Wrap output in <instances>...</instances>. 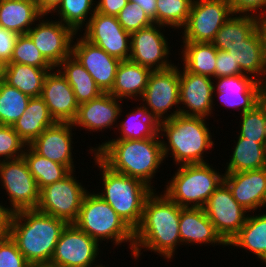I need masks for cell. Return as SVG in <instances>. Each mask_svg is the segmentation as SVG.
Returning <instances> with one entry per match:
<instances>
[{"label": "cell", "instance_id": "43", "mask_svg": "<svg viewBox=\"0 0 266 267\" xmlns=\"http://www.w3.org/2000/svg\"><path fill=\"white\" fill-rule=\"evenodd\" d=\"M116 17L124 30L130 34L154 23L137 3L128 2Z\"/></svg>", "mask_w": 266, "mask_h": 267}, {"label": "cell", "instance_id": "56", "mask_svg": "<svg viewBox=\"0 0 266 267\" xmlns=\"http://www.w3.org/2000/svg\"><path fill=\"white\" fill-rule=\"evenodd\" d=\"M260 103L264 106V108H265V114H266V92L261 97Z\"/></svg>", "mask_w": 266, "mask_h": 267}, {"label": "cell", "instance_id": "25", "mask_svg": "<svg viewBox=\"0 0 266 267\" xmlns=\"http://www.w3.org/2000/svg\"><path fill=\"white\" fill-rule=\"evenodd\" d=\"M151 72L152 70L147 67L123 60L118 66L115 82L109 93L120 100L134 98L135 101H140Z\"/></svg>", "mask_w": 266, "mask_h": 267}, {"label": "cell", "instance_id": "1", "mask_svg": "<svg viewBox=\"0 0 266 267\" xmlns=\"http://www.w3.org/2000/svg\"><path fill=\"white\" fill-rule=\"evenodd\" d=\"M182 209L163 192L154 190L146 198L141 222L134 230L133 259L140 260L143 248V251L164 256L167 262L172 261L181 245L179 220Z\"/></svg>", "mask_w": 266, "mask_h": 267}, {"label": "cell", "instance_id": "31", "mask_svg": "<svg viewBox=\"0 0 266 267\" xmlns=\"http://www.w3.org/2000/svg\"><path fill=\"white\" fill-rule=\"evenodd\" d=\"M224 173L258 170L266 167V143H258L238 136Z\"/></svg>", "mask_w": 266, "mask_h": 267}, {"label": "cell", "instance_id": "26", "mask_svg": "<svg viewBox=\"0 0 266 267\" xmlns=\"http://www.w3.org/2000/svg\"><path fill=\"white\" fill-rule=\"evenodd\" d=\"M42 16L36 0H0V26L19 35L27 34Z\"/></svg>", "mask_w": 266, "mask_h": 267}, {"label": "cell", "instance_id": "49", "mask_svg": "<svg viewBox=\"0 0 266 267\" xmlns=\"http://www.w3.org/2000/svg\"><path fill=\"white\" fill-rule=\"evenodd\" d=\"M130 3H137L146 13V15L156 23V0H128Z\"/></svg>", "mask_w": 266, "mask_h": 267}, {"label": "cell", "instance_id": "47", "mask_svg": "<svg viewBox=\"0 0 266 267\" xmlns=\"http://www.w3.org/2000/svg\"><path fill=\"white\" fill-rule=\"evenodd\" d=\"M19 34L0 26V59L9 63Z\"/></svg>", "mask_w": 266, "mask_h": 267}, {"label": "cell", "instance_id": "6", "mask_svg": "<svg viewBox=\"0 0 266 267\" xmlns=\"http://www.w3.org/2000/svg\"><path fill=\"white\" fill-rule=\"evenodd\" d=\"M96 192H87L74 224L99 244L111 240L117 247L127 242L132 255L134 231Z\"/></svg>", "mask_w": 266, "mask_h": 267}, {"label": "cell", "instance_id": "12", "mask_svg": "<svg viewBox=\"0 0 266 267\" xmlns=\"http://www.w3.org/2000/svg\"><path fill=\"white\" fill-rule=\"evenodd\" d=\"M100 246L74 223L67 224L56 244L50 264L60 267H105L97 262Z\"/></svg>", "mask_w": 266, "mask_h": 267}, {"label": "cell", "instance_id": "8", "mask_svg": "<svg viewBox=\"0 0 266 267\" xmlns=\"http://www.w3.org/2000/svg\"><path fill=\"white\" fill-rule=\"evenodd\" d=\"M180 68L174 64L165 70L152 71L149 76L148 84L140 101L142 100L141 104L144 103L143 105L150 115L158 122L180 114Z\"/></svg>", "mask_w": 266, "mask_h": 267}, {"label": "cell", "instance_id": "22", "mask_svg": "<svg viewBox=\"0 0 266 267\" xmlns=\"http://www.w3.org/2000/svg\"><path fill=\"white\" fill-rule=\"evenodd\" d=\"M40 97L55 122L72 123L75 120L79 104L72 87L57 68L46 75Z\"/></svg>", "mask_w": 266, "mask_h": 267}, {"label": "cell", "instance_id": "45", "mask_svg": "<svg viewBox=\"0 0 266 267\" xmlns=\"http://www.w3.org/2000/svg\"><path fill=\"white\" fill-rule=\"evenodd\" d=\"M236 15L259 18L266 15V0H225ZM263 9V10H262Z\"/></svg>", "mask_w": 266, "mask_h": 267}, {"label": "cell", "instance_id": "53", "mask_svg": "<svg viewBox=\"0 0 266 267\" xmlns=\"http://www.w3.org/2000/svg\"><path fill=\"white\" fill-rule=\"evenodd\" d=\"M6 65L7 63L0 59V84L5 81Z\"/></svg>", "mask_w": 266, "mask_h": 267}, {"label": "cell", "instance_id": "35", "mask_svg": "<svg viewBox=\"0 0 266 267\" xmlns=\"http://www.w3.org/2000/svg\"><path fill=\"white\" fill-rule=\"evenodd\" d=\"M256 29V17L233 14L216 33L212 44L217 50L225 51L230 46L244 43Z\"/></svg>", "mask_w": 266, "mask_h": 267}, {"label": "cell", "instance_id": "7", "mask_svg": "<svg viewBox=\"0 0 266 267\" xmlns=\"http://www.w3.org/2000/svg\"><path fill=\"white\" fill-rule=\"evenodd\" d=\"M223 176L209 161L179 165L162 192L182 208H204Z\"/></svg>", "mask_w": 266, "mask_h": 267}, {"label": "cell", "instance_id": "38", "mask_svg": "<svg viewBox=\"0 0 266 267\" xmlns=\"http://www.w3.org/2000/svg\"><path fill=\"white\" fill-rule=\"evenodd\" d=\"M30 97L10 86L0 84V125L13 126L28 106Z\"/></svg>", "mask_w": 266, "mask_h": 267}, {"label": "cell", "instance_id": "39", "mask_svg": "<svg viewBox=\"0 0 266 267\" xmlns=\"http://www.w3.org/2000/svg\"><path fill=\"white\" fill-rule=\"evenodd\" d=\"M193 0H156V24L181 30L187 23Z\"/></svg>", "mask_w": 266, "mask_h": 267}, {"label": "cell", "instance_id": "52", "mask_svg": "<svg viewBox=\"0 0 266 267\" xmlns=\"http://www.w3.org/2000/svg\"><path fill=\"white\" fill-rule=\"evenodd\" d=\"M0 203V231L9 230V220L11 213L8 211V206H3Z\"/></svg>", "mask_w": 266, "mask_h": 267}, {"label": "cell", "instance_id": "13", "mask_svg": "<svg viewBox=\"0 0 266 267\" xmlns=\"http://www.w3.org/2000/svg\"><path fill=\"white\" fill-rule=\"evenodd\" d=\"M204 210L227 244L239 233L248 216V211L234 199L224 181L211 194Z\"/></svg>", "mask_w": 266, "mask_h": 267}, {"label": "cell", "instance_id": "50", "mask_svg": "<svg viewBox=\"0 0 266 267\" xmlns=\"http://www.w3.org/2000/svg\"><path fill=\"white\" fill-rule=\"evenodd\" d=\"M39 11L47 16L53 14V12L61 4L62 0H36Z\"/></svg>", "mask_w": 266, "mask_h": 267}, {"label": "cell", "instance_id": "54", "mask_svg": "<svg viewBox=\"0 0 266 267\" xmlns=\"http://www.w3.org/2000/svg\"><path fill=\"white\" fill-rule=\"evenodd\" d=\"M10 237V231L9 230H2L0 231V247L2 244Z\"/></svg>", "mask_w": 266, "mask_h": 267}, {"label": "cell", "instance_id": "11", "mask_svg": "<svg viewBox=\"0 0 266 267\" xmlns=\"http://www.w3.org/2000/svg\"><path fill=\"white\" fill-rule=\"evenodd\" d=\"M233 15L225 0H193L182 42L212 43L216 33Z\"/></svg>", "mask_w": 266, "mask_h": 267}, {"label": "cell", "instance_id": "15", "mask_svg": "<svg viewBox=\"0 0 266 267\" xmlns=\"http://www.w3.org/2000/svg\"><path fill=\"white\" fill-rule=\"evenodd\" d=\"M44 17L45 15L37 21L38 24H34L27 34L43 57L56 68L71 55L72 42L76 33L58 18L45 20Z\"/></svg>", "mask_w": 266, "mask_h": 267}, {"label": "cell", "instance_id": "17", "mask_svg": "<svg viewBox=\"0 0 266 267\" xmlns=\"http://www.w3.org/2000/svg\"><path fill=\"white\" fill-rule=\"evenodd\" d=\"M216 80V81H215ZM213 97L219 98L221 105L238 109L241 114L260 103L266 92V85L249 75H234L213 79ZM217 95V96H215Z\"/></svg>", "mask_w": 266, "mask_h": 267}, {"label": "cell", "instance_id": "21", "mask_svg": "<svg viewBox=\"0 0 266 267\" xmlns=\"http://www.w3.org/2000/svg\"><path fill=\"white\" fill-rule=\"evenodd\" d=\"M73 124L55 122L45 129L29 146L39 155L51 161L65 165L70 171H75L73 161Z\"/></svg>", "mask_w": 266, "mask_h": 267}, {"label": "cell", "instance_id": "37", "mask_svg": "<svg viewBox=\"0 0 266 267\" xmlns=\"http://www.w3.org/2000/svg\"><path fill=\"white\" fill-rule=\"evenodd\" d=\"M94 2L96 0H62L53 15H57L64 25L69 26L75 33L79 31L80 34V31L88 25L90 18L96 12Z\"/></svg>", "mask_w": 266, "mask_h": 267}, {"label": "cell", "instance_id": "19", "mask_svg": "<svg viewBox=\"0 0 266 267\" xmlns=\"http://www.w3.org/2000/svg\"><path fill=\"white\" fill-rule=\"evenodd\" d=\"M213 91L212 78L189 72L184 68L181 69L179 85L180 114L204 118L212 117L211 114H214L213 110L215 111L214 106L216 105Z\"/></svg>", "mask_w": 266, "mask_h": 267}, {"label": "cell", "instance_id": "41", "mask_svg": "<svg viewBox=\"0 0 266 267\" xmlns=\"http://www.w3.org/2000/svg\"><path fill=\"white\" fill-rule=\"evenodd\" d=\"M9 63L31 65L38 68H54L36 48L28 34L18 36Z\"/></svg>", "mask_w": 266, "mask_h": 267}, {"label": "cell", "instance_id": "32", "mask_svg": "<svg viewBox=\"0 0 266 267\" xmlns=\"http://www.w3.org/2000/svg\"><path fill=\"white\" fill-rule=\"evenodd\" d=\"M54 68H38L19 63H7L5 82L25 95L39 97L46 75Z\"/></svg>", "mask_w": 266, "mask_h": 267}, {"label": "cell", "instance_id": "20", "mask_svg": "<svg viewBox=\"0 0 266 267\" xmlns=\"http://www.w3.org/2000/svg\"><path fill=\"white\" fill-rule=\"evenodd\" d=\"M122 102L123 100L117 99L110 93H102L99 97L80 104L76 118L72 122L73 127L86 129L90 134L91 131L92 134L97 131H105V128L106 130L113 127L116 129L117 119L122 116L121 113L123 112Z\"/></svg>", "mask_w": 266, "mask_h": 267}, {"label": "cell", "instance_id": "29", "mask_svg": "<svg viewBox=\"0 0 266 267\" xmlns=\"http://www.w3.org/2000/svg\"><path fill=\"white\" fill-rule=\"evenodd\" d=\"M263 213V214H262ZM248 213L245 224L239 233L230 241L229 246L249 250L266 266V212ZM253 214V215H252Z\"/></svg>", "mask_w": 266, "mask_h": 267}, {"label": "cell", "instance_id": "40", "mask_svg": "<svg viewBox=\"0 0 266 267\" xmlns=\"http://www.w3.org/2000/svg\"><path fill=\"white\" fill-rule=\"evenodd\" d=\"M240 131L237 136L266 143V114L264 106L259 103L253 109L241 114Z\"/></svg>", "mask_w": 266, "mask_h": 267}, {"label": "cell", "instance_id": "18", "mask_svg": "<svg viewBox=\"0 0 266 267\" xmlns=\"http://www.w3.org/2000/svg\"><path fill=\"white\" fill-rule=\"evenodd\" d=\"M78 34L76 33L74 36L71 54L92 76L101 91L109 93L113 88L116 72L121 60L90 43L82 34L81 36ZM75 39L76 41L74 42Z\"/></svg>", "mask_w": 266, "mask_h": 267}, {"label": "cell", "instance_id": "4", "mask_svg": "<svg viewBox=\"0 0 266 267\" xmlns=\"http://www.w3.org/2000/svg\"><path fill=\"white\" fill-rule=\"evenodd\" d=\"M207 119L209 118L178 114L159 122L164 159L171 155L177 166L206 163L204 154H209L207 150L215 146Z\"/></svg>", "mask_w": 266, "mask_h": 267}, {"label": "cell", "instance_id": "30", "mask_svg": "<svg viewBox=\"0 0 266 267\" xmlns=\"http://www.w3.org/2000/svg\"><path fill=\"white\" fill-rule=\"evenodd\" d=\"M72 87L77 103L83 104L99 97L103 92L92 76L71 54L56 67Z\"/></svg>", "mask_w": 266, "mask_h": 267}, {"label": "cell", "instance_id": "33", "mask_svg": "<svg viewBox=\"0 0 266 267\" xmlns=\"http://www.w3.org/2000/svg\"><path fill=\"white\" fill-rule=\"evenodd\" d=\"M132 110L126 113L124 121H119L116 129L119 130V136L108 140H144L159 134V122L150 115L143 104Z\"/></svg>", "mask_w": 266, "mask_h": 267}, {"label": "cell", "instance_id": "28", "mask_svg": "<svg viewBox=\"0 0 266 267\" xmlns=\"http://www.w3.org/2000/svg\"><path fill=\"white\" fill-rule=\"evenodd\" d=\"M54 123L55 120L51 117L46 103L39 96L30 98L25 112L12 127L18 136L29 145Z\"/></svg>", "mask_w": 266, "mask_h": 267}, {"label": "cell", "instance_id": "27", "mask_svg": "<svg viewBox=\"0 0 266 267\" xmlns=\"http://www.w3.org/2000/svg\"><path fill=\"white\" fill-rule=\"evenodd\" d=\"M238 63L241 71L266 85V69L263 61L262 39L256 29L244 43L230 46L225 50ZM251 74V75H250Z\"/></svg>", "mask_w": 266, "mask_h": 267}, {"label": "cell", "instance_id": "10", "mask_svg": "<svg viewBox=\"0 0 266 267\" xmlns=\"http://www.w3.org/2000/svg\"><path fill=\"white\" fill-rule=\"evenodd\" d=\"M0 181L1 187L6 190L11 214L37 208L40 190L24 157L0 161Z\"/></svg>", "mask_w": 266, "mask_h": 267}, {"label": "cell", "instance_id": "9", "mask_svg": "<svg viewBox=\"0 0 266 267\" xmlns=\"http://www.w3.org/2000/svg\"><path fill=\"white\" fill-rule=\"evenodd\" d=\"M74 172L76 171H71L62 180L40 190V201L36 208L38 211L62 219L68 224L77 220L88 190L78 182Z\"/></svg>", "mask_w": 266, "mask_h": 267}, {"label": "cell", "instance_id": "44", "mask_svg": "<svg viewBox=\"0 0 266 267\" xmlns=\"http://www.w3.org/2000/svg\"><path fill=\"white\" fill-rule=\"evenodd\" d=\"M0 267H31L11 237L0 247Z\"/></svg>", "mask_w": 266, "mask_h": 267}, {"label": "cell", "instance_id": "24", "mask_svg": "<svg viewBox=\"0 0 266 267\" xmlns=\"http://www.w3.org/2000/svg\"><path fill=\"white\" fill-rule=\"evenodd\" d=\"M179 232L181 245L228 246L217 233L204 208H183L180 212Z\"/></svg>", "mask_w": 266, "mask_h": 267}, {"label": "cell", "instance_id": "2", "mask_svg": "<svg viewBox=\"0 0 266 267\" xmlns=\"http://www.w3.org/2000/svg\"><path fill=\"white\" fill-rule=\"evenodd\" d=\"M89 151L113 171L140 179L152 189V180L165 160L159 134L144 140H106Z\"/></svg>", "mask_w": 266, "mask_h": 267}, {"label": "cell", "instance_id": "51", "mask_svg": "<svg viewBox=\"0 0 266 267\" xmlns=\"http://www.w3.org/2000/svg\"><path fill=\"white\" fill-rule=\"evenodd\" d=\"M257 29L262 39L263 61L266 69V15L257 18Z\"/></svg>", "mask_w": 266, "mask_h": 267}, {"label": "cell", "instance_id": "36", "mask_svg": "<svg viewBox=\"0 0 266 267\" xmlns=\"http://www.w3.org/2000/svg\"><path fill=\"white\" fill-rule=\"evenodd\" d=\"M23 157L37 182L39 190L62 180L71 172L65 165L37 154L29 145H27Z\"/></svg>", "mask_w": 266, "mask_h": 267}, {"label": "cell", "instance_id": "5", "mask_svg": "<svg viewBox=\"0 0 266 267\" xmlns=\"http://www.w3.org/2000/svg\"><path fill=\"white\" fill-rule=\"evenodd\" d=\"M101 176V192H97L134 231L140 224L146 198L156 189L142 180L118 173L106 166L95 154Z\"/></svg>", "mask_w": 266, "mask_h": 267}, {"label": "cell", "instance_id": "55", "mask_svg": "<svg viewBox=\"0 0 266 267\" xmlns=\"http://www.w3.org/2000/svg\"><path fill=\"white\" fill-rule=\"evenodd\" d=\"M31 267H60V266L47 263V264H41V265H31Z\"/></svg>", "mask_w": 266, "mask_h": 267}, {"label": "cell", "instance_id": "48", "mask_svg": "<svg viewBox=\"0 0 266 267\" xmlns=\"http://www.w3.org/2000/svg\"><path fill=\"white\" fill-rule=\"evenodd\" d=\"M127 3L128 0H98L96 1V12L117 16Z\"/></svg>", "mask_w": 266, "mask_h": 267}, {"label": "cell", "instance_id": "16", "mask_svg": "<svg viewBox=\"0 0 266 267\" xmlns=\"http://www.w3.org/2000/svg\"><path fill=\"white\" fill-rule=\"evenodd\" d=\"M85 30V31H84ZM83 37L121 61L129 60L131 34L121 26L116 16L95 12L83 29Z\"/></svg>", "mask_w": 266, "mask_h": 267}, {"label": "cell", "instance_id": "42", "mask_svg": "<svg viewBox=\"0 0 266 267\" xmlns=\"http://www.w3.org/2000/svg\"><path fill=\"white\" fill-rule=\"evenodd\" d=\"M26 147L12 126L0 125V161L23 157Z\"/></svg>", "mask_w": 266, "mask_h": 267}, {"label": "cell", "instance_id": "3", "mask_svg": "<svg viewBox=\"0 0 266 267\" xmlns=\"http://www.w3.org/2000/svg\"><path fill=\"white\" fill-rule=\"evenodd\" d=\"M67 222L37 209L10 215L9 231L18 250L31 265L50 263Z\"/></svg>", "mask_w": 266, "mask_h": 267}, {"label": "cell", "instance_id": "46", "mask_svg": "<svg viewBox=\"0 0 266 267\" xmlns=\"http://www.w3.org/2000/svg\"><path fill=\"white\" fill-rule=\"evenodd\" d=\"M244 74L238 63L226 51L218 50L216 59L215 79L219 77H227Z\"/></svg>", "mask_w": 266, "mask_h": 267}, {"label": "cell", "instance_id": "14", "mask_svg": "<svg viewBox=\"0 0 266 267\" xmlns=\"http://www.w3.org/2000/svg\"><path fill=\"white\" fill-rule=\"evenodd\" d=\"M164 27L166 28V26L153 23L149 27L131 33L129 60L152 71L172 67L174 63L168 59L171 47L168 46L170 43L167 41V36L163 34Z\"/></svg>", "mask_w": 266, "mask_h": 267}, {"label": "cell", "instance_id": "34", "mask_svg": "<svg viewBox=\"0 0 266 267\" xmlns=\"http://www.w3.org/2000/svg\"><path fill=\"white\" fill-rule=\"evenodd\" d=\"M183 68L215 79L217 49L212 43L181 42Z\"/></svg>", "mask_w": 266, "mask_h": 267}, {"label": "cell", "instance_id": "23", "mask_svg": "<svg viewBox=\"0 0 266 267\" xmlns=\"http://www.w3.org/2000/svg\"><path fill=\"white\" fill-rule=\"evenodd\" d=\"M234 199L249 213L266 209V167L236 173H224ZM263 207V208H262ZM260 209V210H259Z\"/></svg>", "mask_w": 266, "mask_h": 267}]
</instances>
